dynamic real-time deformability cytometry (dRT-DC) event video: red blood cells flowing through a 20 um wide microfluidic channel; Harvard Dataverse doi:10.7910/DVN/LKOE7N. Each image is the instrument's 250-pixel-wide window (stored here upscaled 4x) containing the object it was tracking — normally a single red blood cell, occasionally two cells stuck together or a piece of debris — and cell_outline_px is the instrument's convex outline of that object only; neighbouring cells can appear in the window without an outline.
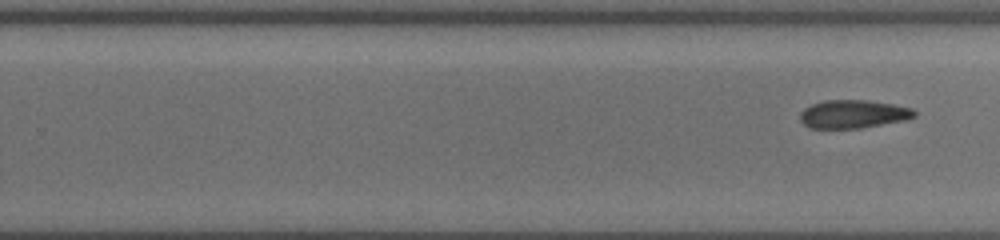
{"species": "common noctule bat (a hibernating species)", "species_latin": "Nyctalus noctula", "temperature_condition": "cold", "stored_images_in_passage": 23, "segment_of_instrument_passage": [2, 2], "camera_frame_rate_fps": 3000, "um_per_image_px": 0.085, "animal": {"sex": "female", "body_mass_g": 19.5, "forearm_length_mm": 54.1}, "frame": {"image": 1, "passage_image": 23, "time_ms": 7.333, "image_size_px": [1000, 240], "cell_outline_px": [[916, 116], [904, 120], [860, 128], [812, 128], [804, 124], [800, 120], [800, 112], [804, 108], [812, 104], [824, 100], [868, 100], [892, 104], [912, 108], [916, 112]], "centroid_in_image_um": [72.51, 9.69], "position_along_channel_um": 257.3, "area_um2": 18.73}}